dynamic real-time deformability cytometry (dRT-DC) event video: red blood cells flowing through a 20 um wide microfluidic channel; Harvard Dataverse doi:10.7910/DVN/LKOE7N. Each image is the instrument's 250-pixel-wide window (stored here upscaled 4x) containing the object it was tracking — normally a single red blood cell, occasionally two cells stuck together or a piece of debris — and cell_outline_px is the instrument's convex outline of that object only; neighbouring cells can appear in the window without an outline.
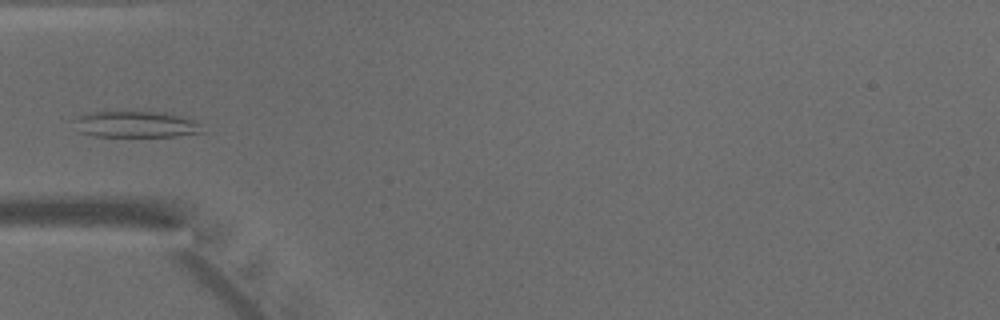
{"species": "common noctule bat (a hibernating species)", "species_latin": "Nyctalus noctula", "temperature_condition": "warm", "stored_images_in_passage": 33, "camera_frame_rate_fps": 3000, "um_per_image_px": 0.085, "animal": {"sex": "male", "body_mass_g": 15.6}, "frame": {"image": 1, "passage_image": 1, "time_ms": 0.0, "image_size_px": [1000, 320], "cell_outline_px": [[204, 132], [176, 136], [92, 136], [80, 132], [72, 120], [80, 116], [92, 112], [172, 112], [192, 120], [200, 124]], "centroid_in_image_um": [11.57, 10.57], "position_along_channel_um": 73.4, "area_um2": 19.59}}
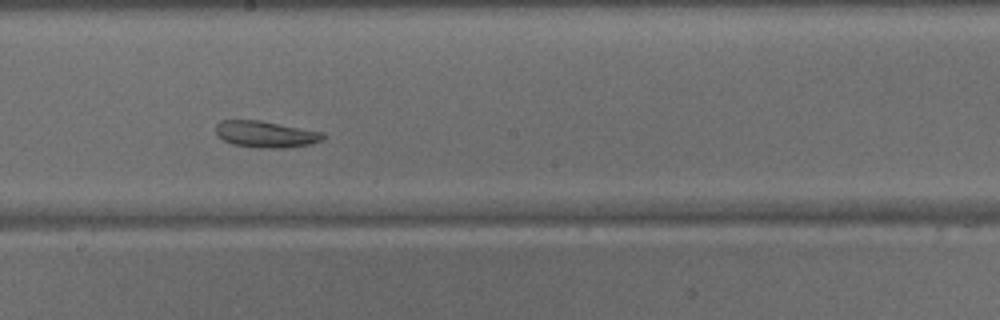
{"frame": {"image": 2, "passage_image": 12, "time_ms": 3.667, "image_size_px": [1000, 320], "cell_outline_px": [[324, 136], [320, 140], [308, 144], [284, 148], [256, 148], [232, 144], [216, 136], [216, 124], [220, 120], [260, 120], [324, 132]], "centroid_in_image_um": [22.53, 11.4], "position_along_channel_um": 225.7, "area_um2": 16.59}}
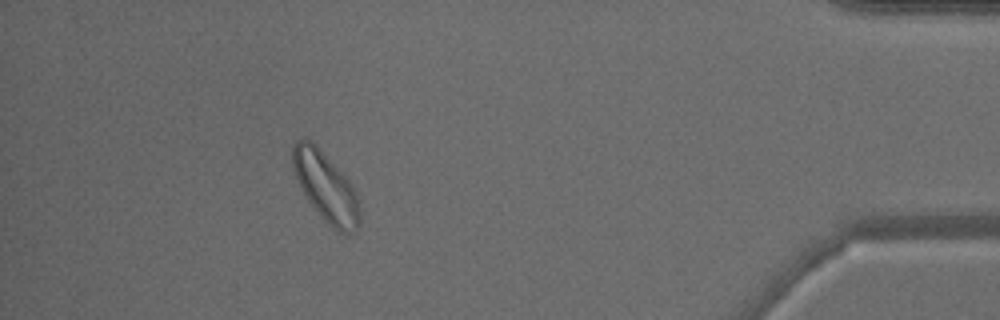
{"frame": {"image": 3, "passage_image": 29, "time_ms": 9.333, "image_size_px": [1000, 320], "cell_outline_px": [[360, 224], [356, 228], [344, 236], [332, 228], [328, 224], [308, 200], [292, 168], [292, 144], [296, 140], [312, 140], [316, 144], [348, 180], [356, 192], [360, 204]], "centroid_in_image_um": [27.7, 15.9], "position_along_channel_um": 407.5, "area_um2": 26.88}}